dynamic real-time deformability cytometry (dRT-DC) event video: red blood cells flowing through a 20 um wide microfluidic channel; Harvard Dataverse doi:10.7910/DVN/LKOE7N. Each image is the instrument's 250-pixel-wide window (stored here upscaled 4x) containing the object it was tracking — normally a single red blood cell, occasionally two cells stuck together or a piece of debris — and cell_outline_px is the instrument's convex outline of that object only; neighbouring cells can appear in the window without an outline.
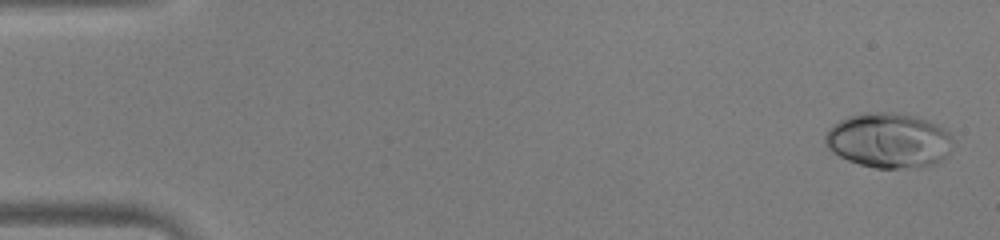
{"species": "human", "species_latin": "Homo sapiens", "temperature_condition": "warm", "stored_images_in_passage": 48, "camera_frame_rate_fps": 3000, "um_per_image_px": 0.085, "donor": {"sex": "male"}, "frame": {"image": 1, "passage_image": 2, "time_ms": 0.333, "image_size_px": [1000, 240], "cell_outline_px": [[956, 140], [948, 156], [936, 164], [896, 168], [876, 168], [860, 164], [848, 160], [832, 152], [828, 148], [824, 140], [824, 136], [828, 128], [832, 124], [848, 116], [864, 112], [896, 112], [912, 116], [936, 124], [948, 132]], "centroid_in_image_um": [75.54, 11.93], "position_along_channel_um": 9.5, "area_um2": 41.1}}
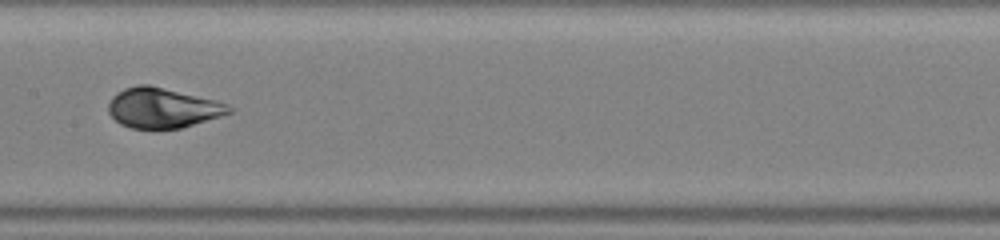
{"frame": {"image": 2, "passage_image": 25, "time_ms": 8.0, "image_size_px": [1000, 240], "cell_outline_px": [[236, 108], [232, 112], [220, 116], [180, 128], [152, 132], [132, 128], [120, 124], [108, 112], [108, 104], [112, 96], [116, 92], [124, 88], [136, 84], [148, 84], [216, 100], [228, 104]], "centroid_in_image_um": [13.8, 9.2], "position_along_channel_um": 193.6, "area_um2": 28.84}}
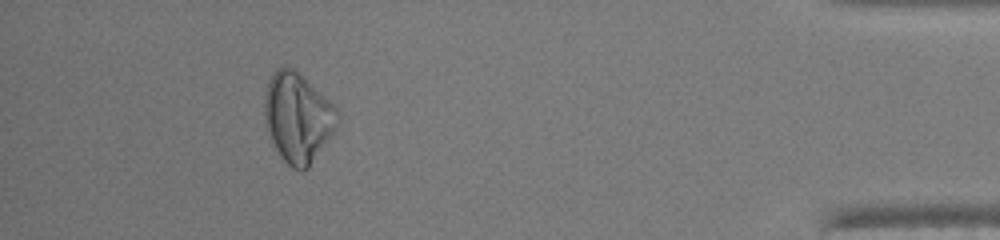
{"frame": {"image": 3, "passage_image": 44, "time_ms": 14.333, "image_size_px": [1000, 240], "cell_outline_px": [[340, 116], [336, 128], [328, 140], [308, 168], [304, 172], [292, 168], [280, 156], [268, 136], [264, 124], [264, 96], [268, 80], [272, 72], [280, 64], [284, 64], [296, 68], [340, 112]], "centroid_in_image_um": [25.27, 9.95], "position_along_channel_um": 409.9, "area_um2": 38.78}, "authors_computed_cell_mechanics": {"area_um2": 33.0327, "velocity_mm_per_s": 4.3039, "shape_relaxation_time_tau1_ms": 2.7899, "shape_relaxation_time_tau2_ms": 0.5272, "deformation_change_tau1": 0.1705, "deformation_change_tau2": 0.0525}}